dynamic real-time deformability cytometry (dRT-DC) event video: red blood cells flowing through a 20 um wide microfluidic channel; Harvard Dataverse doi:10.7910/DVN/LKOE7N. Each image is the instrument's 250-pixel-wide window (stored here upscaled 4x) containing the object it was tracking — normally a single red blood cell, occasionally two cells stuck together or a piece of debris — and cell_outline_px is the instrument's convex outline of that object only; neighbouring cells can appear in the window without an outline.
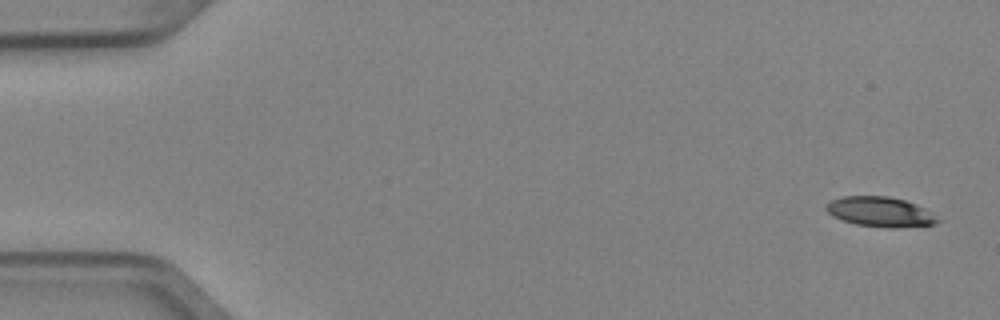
{"species": "Egyptian fruit bat (a non-hibernating species)", "species_latin": "Rousettus aegyptiacus", "temperature_condition": "cold", "stored_images_in_passage": 7, "camera_frame_rate_fps": 3000, "um_per_image_px": 0.085, "animal": {"sex": "female"}, "frame": {"image": 1, "passage_image": 1, "time_ms": 0.0, "image_size_px": [1000, 320], "cell_outline_px": [[940, 220], [936, 224], [896, 228], [888, 228], [856, 224], [832, 216], [824, 208], [832, 200], [844, 196], [888, 196], [904, 200], [916, 204], [924, 208]], "centroid_in_image_um": [74.82, 18.01], "position_along_channel_um": 10.2, "area_um2": 19.25}}
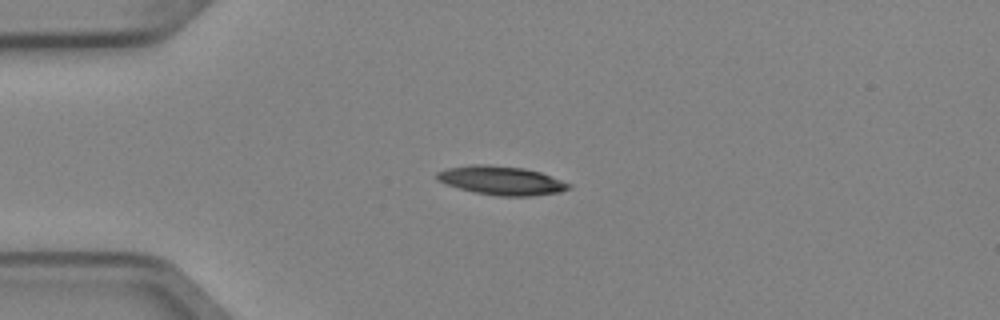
{"frame": {"image": 2, "passage_image": 4, "time_ms": 1.0, "image_size_px": [1000, 320], "cell_outline_px": [[572, 188], [560, 192], [532, 196], [496, 196], [476, 192], [460, 188], [436, 180], [436, 172], [448, 168], [472, 164], [484, 164], [524, 168], [540, 172], [572, 184]], "centroid_in_image_um": [42.64, 15.34], "position_along_channel_um": 42.4, "area_um2": 22.08}}
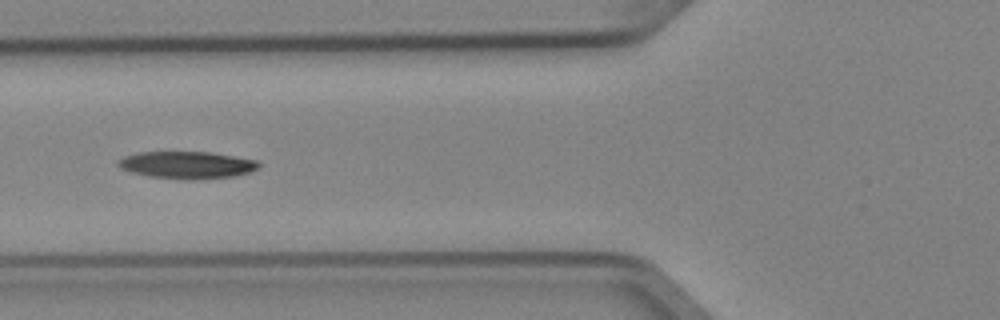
{"frame": {"image": 3, "passage_image": 6, "time_ms": 1.667, "image_size_px": [1000, 320], "cell_outline_px": [[260, 168], [236, 176], [192, 180], [152, 176], [132, 172], [120, 168], [116, 164], [116, 160], [124, 156], [136, 152], [208, 152], [256, 160], [260, 164]], "centroid_in_image_um": [15.87, 14.02], "position_along_channel_um": 109.9, "area_um2": 22.2}}